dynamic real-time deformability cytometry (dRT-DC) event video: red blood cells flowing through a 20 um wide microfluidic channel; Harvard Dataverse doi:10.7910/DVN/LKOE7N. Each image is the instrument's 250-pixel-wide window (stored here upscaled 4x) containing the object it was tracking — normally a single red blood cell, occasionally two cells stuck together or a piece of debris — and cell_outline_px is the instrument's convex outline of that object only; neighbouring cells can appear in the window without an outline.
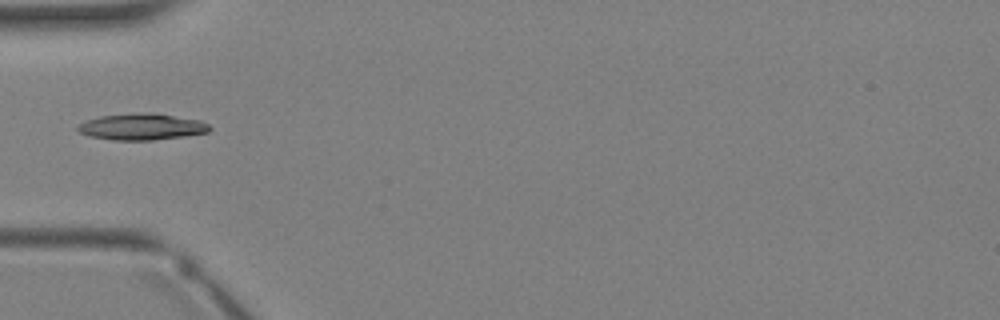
{"species": "Egyptian fruit bat (a non-hibernating species)", "species_latin": "Rousettus aegyptiacus", "temperature_condition": "warm", "stored_images_in_passage": 24, "camera_frame_rate_fps": 3000, "um_per_image_px": 0.085, "animal": {"sex": "female"}, "frame": {"image": 1, "passage_image": 1, "time_ms": 0.0, "image_size_px": [1000, 320], "cell_outline_px": [[212, 128], [208, 132], [184, 136], [152, 140], [116, 140], [88, 136], [80, 132], [76, 128], [80, 124], [88, 120], [100, 116], [136, 112], [156, 112], [200, 120], [208, 124]], "centroid_in_image_um": [12.08, 10.76], "position_along_channel_um": 72.9, "area_um2": 20.4}}
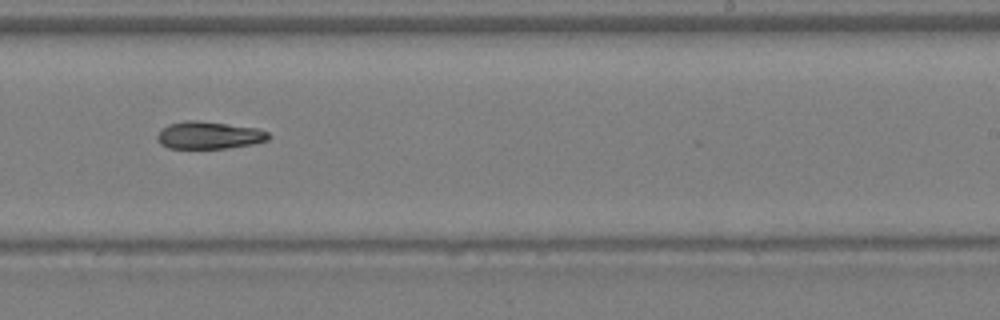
{"frame": {"image": 2, "passage_image": 11, "time_ms": 3.333, "image_size_px": [1000, 320], "cell_outline_px": [[272, 136], [268, 140], [252, 144], [228, 148], [168, 148], [160, 144], [156, 136], [168, 124], [184, 120], [196, 120], [256, 128], [268, 132]], "centroid_in_image_um": [17.77, 11.5], "position_along_channel_um": 271.2, "area_um2": 17.69}}
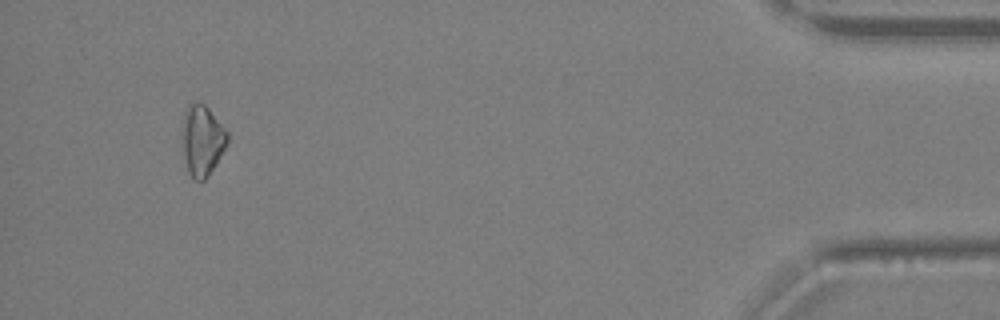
{"frame": {"image": 3, "passage_image": 22, "time_ms": 7.0, "image_size_px": [1000, 320], "cell_outline_px": [[228, 144], [216, 164], [208, 176], [204, 180], [196, 180], [188, 172], [184, 160], [180, 140], [180, 136], [184, 112], [188, 104], [196, 100], [204, 104], [208, 108], [228, 132]], "centroid_in_image_um": [17.15, 11.9], "position_along_channel_um": 418.1, "area_um2": 19.13}}